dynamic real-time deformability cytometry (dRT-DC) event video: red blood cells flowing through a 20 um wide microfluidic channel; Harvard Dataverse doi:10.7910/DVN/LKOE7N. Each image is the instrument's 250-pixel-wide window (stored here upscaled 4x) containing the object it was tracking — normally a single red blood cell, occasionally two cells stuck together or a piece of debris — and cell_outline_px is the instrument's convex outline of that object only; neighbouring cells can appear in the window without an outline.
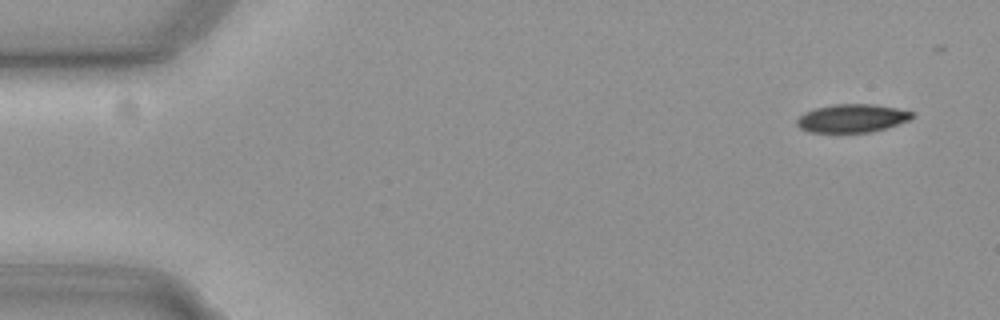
{"species": "common noctule bat (a hibernating species)", "species_latin": "Nyctalus noctula", "temperature_condition": "cold", "stored_images_in_passage": 49, "camera_frame_rate_fps": 3000, "um_per_image_px": 0.085, "animal": {"sex": "female", "body_mass_g": 19.3, "forearm_length_mm": 54.1}, "frame": {"image": 1, "passage_image": 1, "time_ms": 0.0, "image_size_px": [1000, 320], "cell_outline_px": [[912, 116], [908, 120], [884, 128], [868, 132], [812, 132], [800, 128], [796, 124], [796, 120], [804, 112], [816, 108], [836, 104], [872, 104], [896, 108], [912, 112]], "centroid_in_image_um": [72.37, 10.05], "position_along_channel_um": 12.6, "area_um2": 18.55}}
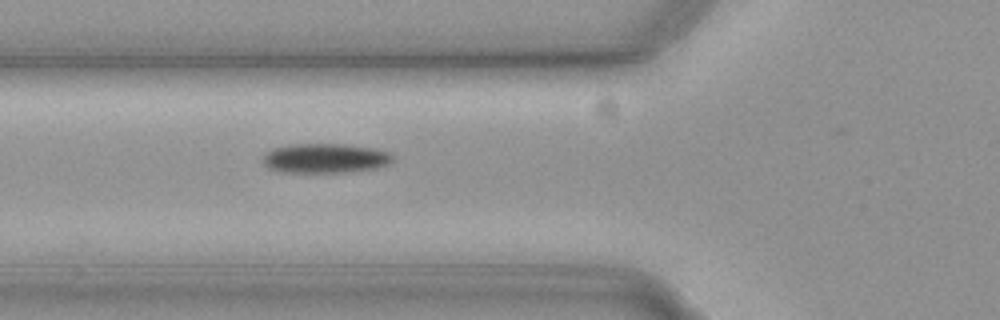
{"frame": {"image": 2, "passage_image": 18, "time_ms": 5.667, "image_size_px": [1000, 320], "cell_outline_px": [[392, 160], [388, 164], [376, 168], [344, 172], [284, 172], [268, 168], [264, 164], [264, 156], [272, 148], [288, 144], [348, 144], [376, 148], [392, 152]], "centroid_in_image_um": [27.67, 13.43], "position_along_channel_um": 98.1, "area_um2": 22.43}}
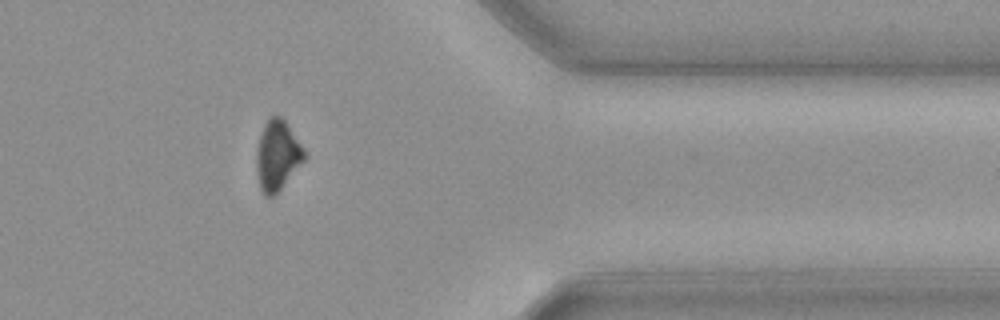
{"frame": {"image": 3, "passage_image": 43, "time_ms": 14.0, "image_size_px": [1000, 320], "cell_outline_px": [[304, 160], [280, 188], [272, 196], [264, 196], [260, 188], [256, 172], [256, 148], [264, 124], [268, 116], [280, 116], [288, 124], [304, 148]], "centroid_in_image_um": [23.54, 13.17], "position_along_channel_um": 387.9, "area_um2": 19.31}, "authors_computed_cell_mechanics": {"area_um2": 20.9814, "velocity_mm_per_s": 3.7083, "shape_relaxation_time_tau1_ms": 2.2687, "shape_relaxation_time_tau2_ms": null, "deformation_change_tau1": 0.0781, "deformation_change_tau2": null}}